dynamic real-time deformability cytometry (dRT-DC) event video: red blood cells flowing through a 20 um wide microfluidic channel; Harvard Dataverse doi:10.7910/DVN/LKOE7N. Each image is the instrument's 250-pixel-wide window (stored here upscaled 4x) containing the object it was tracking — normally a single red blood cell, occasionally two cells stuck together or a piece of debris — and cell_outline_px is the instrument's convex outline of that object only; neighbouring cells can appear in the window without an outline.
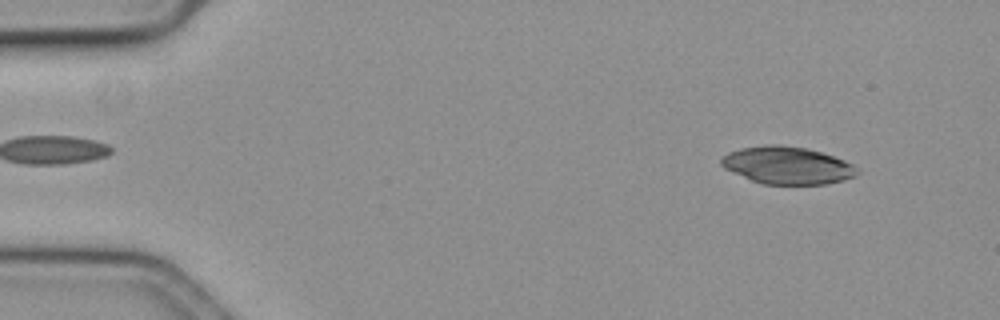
{"species": "common noctule bat (a hibernating species)", "species_latin": "Nyctalus noctula", "temperature_condition": "cold", "stored_images_in_passage": 58, "camera_frame_rate_fps": 3000, "um_per_image_px": 0.085, "animal": {"sex": "female", "body_mass_g": 19.3, "forearm_length_mm": 54.1}, "frame": {"image": 1, "passage_image": 6, "time_ms": 1.667, "image_size_px": [1000, 320], "cell_outline_px": [[860, 172], [856, 176], [844, 180], [824, 184], [764, 184], [752, 180], [724, 168], [720, 164], [720, 160], [728, 152], [740, 148], [764, 144], [780, 144], [808, 148], [844, 160], [852, 164]], "centroid_in_image_um": [66.92, 14.04], "position_along_channel_um": 18.1, "area_um2": 29.65}}